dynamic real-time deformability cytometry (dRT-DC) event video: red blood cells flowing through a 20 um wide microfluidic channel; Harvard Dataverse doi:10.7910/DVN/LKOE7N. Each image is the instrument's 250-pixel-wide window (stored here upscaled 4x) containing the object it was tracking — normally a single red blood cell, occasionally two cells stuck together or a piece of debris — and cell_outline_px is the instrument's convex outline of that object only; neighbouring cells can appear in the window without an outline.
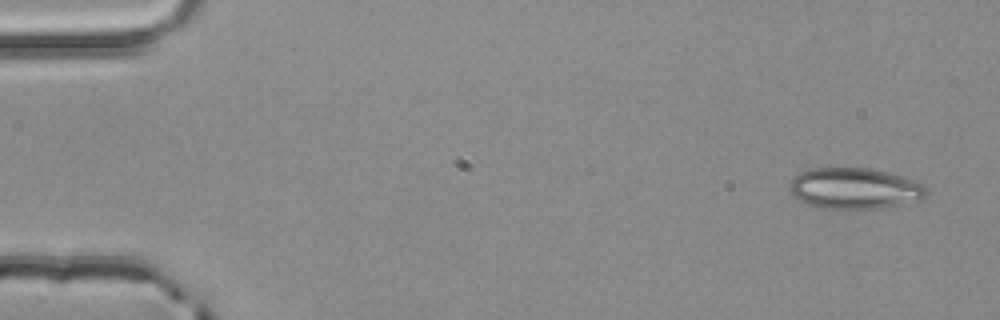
{"species": "common noctule bat (a hibernating species)", "species_latin": "Nyctalus noctula", "temperature_condition": "room temperature", "stored_images_in_passage": 4, "camera_frame_rate_fps": 3000, "um_per_image_px": 0.085, "animal": {"sex": "male", "body_mass_g": 20.4}, "frame": {"image": 1, "passage_image": 1, "time_ms": 0.0, "image_size_px": [1000, 320], "cell_outline_px": [[928, 192], [924, 200], [880, 208], [820, 208], [808, 204], [800, 200], [788, 188], [788, 184], [800, 172], [812, 168], [872, 168], [920, 180], [928, 188]], "centroid_in_image_um": [72.74, 16.0], "position_along_channel_um": 12.3, "area_um2": 33.06}}